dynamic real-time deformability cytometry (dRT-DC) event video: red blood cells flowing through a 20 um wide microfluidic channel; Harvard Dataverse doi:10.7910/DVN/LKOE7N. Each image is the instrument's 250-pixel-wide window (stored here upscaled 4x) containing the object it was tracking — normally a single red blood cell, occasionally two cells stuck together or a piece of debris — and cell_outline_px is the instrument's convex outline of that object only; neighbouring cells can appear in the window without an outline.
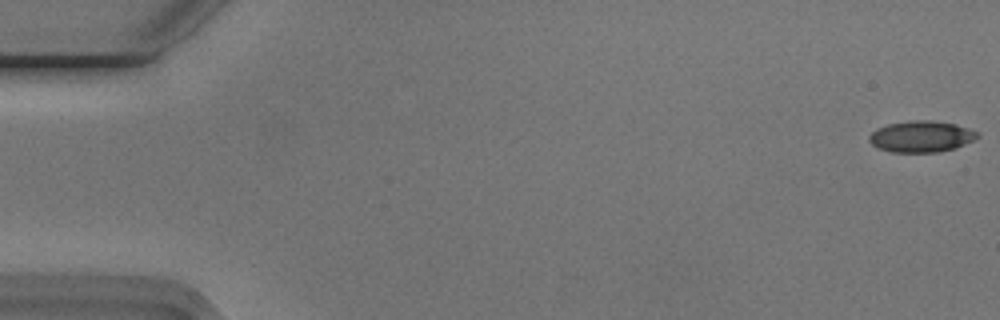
{"species": "Egyptian fruit bat (a non-hibernating species)", "species_latin": "Rousettus aegyptiacus", "temperature_condition": "cold", "stored_images_in_passage": 11, "camera_frame_rate_fps": 3000, "um_per_image_px": 0.085, "animal": {"sex": "male"}, "frame": {"image": 1, "passage_image": 1, "time_ms": 0.0, "image_size_px": [1000, 320], "cell_outline_px": [[980, 136], [956, 148], [936, 152], [892, 152], [880, 148], [872, 144], [868, 140], [868, 136], [876, 128], [888, 124], [916, 120], [928, 120], [956, 124], [968, 128], [976, 132]], "centroid_in_image_um": [78.29, 11.6], "position_along_channel_um": 6.7, "area_um2": 19.54}}